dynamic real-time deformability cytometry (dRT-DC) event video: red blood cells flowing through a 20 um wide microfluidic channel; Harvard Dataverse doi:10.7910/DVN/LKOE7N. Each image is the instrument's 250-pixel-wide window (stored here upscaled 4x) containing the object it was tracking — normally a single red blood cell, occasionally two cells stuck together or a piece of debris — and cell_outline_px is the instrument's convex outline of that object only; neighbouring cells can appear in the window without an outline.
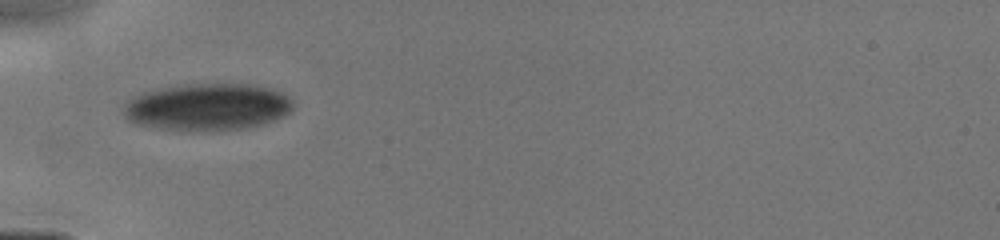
{"species": "human", "species_latin": "Homo sapiens", "temperature_condition": "cold", "stored_images_in_passage": 2, "camera_frame_rate_fps": 3000, "um_per_image_px": 0.085, "donor": {"sex": "male"}, "frame": {"image": 1, "passage_image": 1, "time_ms": 0.0, "image_size_px": [1000, 240], "cell_outline_px": [[292, 112], [284, 116], [264, 124], [248, 128], [160, 128], [140, 124], [128, 120], [124, 116], [124, 104], [132, 96], [144, 92], [184, 84], [248, 84], [268, 88], [284, 92], [292, 100]], "centroid_in_image_um": [17.68, 9.05], "position_along_channel_um": 67.3, "area_um2": 45.49}}